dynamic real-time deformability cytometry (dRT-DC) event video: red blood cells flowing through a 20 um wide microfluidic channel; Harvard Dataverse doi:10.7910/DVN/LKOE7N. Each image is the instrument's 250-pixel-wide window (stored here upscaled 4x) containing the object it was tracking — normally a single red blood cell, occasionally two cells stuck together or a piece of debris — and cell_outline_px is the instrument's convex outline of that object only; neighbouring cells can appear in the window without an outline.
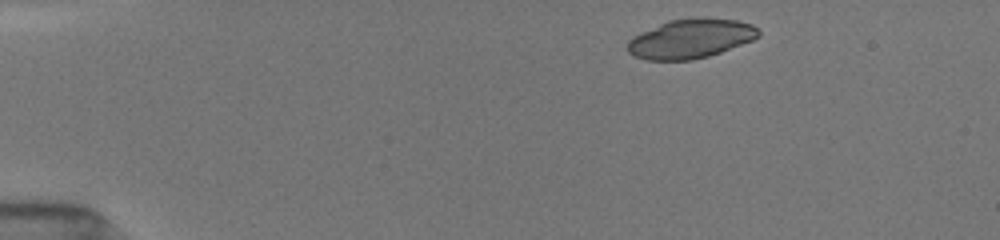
{"species": "common noctule bat (a hibernating species)", "species_latin": "Nyctalus noctula", "temperature_condition": "room temperature", "stored_images_in_passage": 45, "camera_frame_rate_fps": 3000, "um_per_image_px": 0.085, "animal": {"sex": "female", "body_mass_g": 19.5, "forearm_length_mm": 54.1}, "frame": {"image": 1, "passage_image": 1, "time_ms": 0.0, "image_size_px": [1000, 240], "cell_outline_px": [[760, 36], [752, 40], [720, 52], [708, 56], [692, 60], [648, 60], [636, 56], [628, 52], [624, 48], [628, 40], [632, 36], [640, 32], [668, 20], [696, 16], [700, 16], [736, 20], [752, 24], [760, 32]], "centroid_in_image_um": [58.67, 3.26], "position_along_channel_um": 26.3, "area_um2": 30.35}}